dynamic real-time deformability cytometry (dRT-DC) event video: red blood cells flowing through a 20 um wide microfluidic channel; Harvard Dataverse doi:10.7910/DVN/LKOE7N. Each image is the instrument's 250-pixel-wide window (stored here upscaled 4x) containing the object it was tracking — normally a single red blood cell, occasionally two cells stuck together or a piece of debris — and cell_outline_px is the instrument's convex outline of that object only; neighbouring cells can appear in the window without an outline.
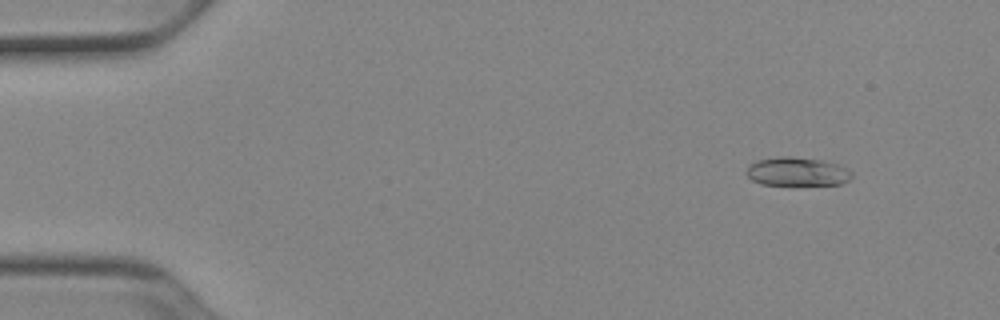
{"species": "Egyptian fruit bat (a non-hibernating species)", "species_latin": "Rousettus aegyptiacus", "temperature_condition": "cold", "stored_images_in_passage": 10, "camera_frame_rate_fps": 3000, "um_per_image_px": 0.085, "animal": {"sex": "female"}, "frame": {"image": 1, "passage_image": 6, "time_ms": 1.667, "image_size_px": [1000, 320], "cell_outline_px": [[852, 176], [848, 180], [840, 184], [792, 188], [760, 184], [752, 180], [744, 172], [756, 160], [780, 156], [788, 156], [820, 160], [836, 164], [852, 172]], "centroid_in_image_um": [67.72, 14.65], "position_along_channel_um": 17.3, "area_um2": 18.38}}